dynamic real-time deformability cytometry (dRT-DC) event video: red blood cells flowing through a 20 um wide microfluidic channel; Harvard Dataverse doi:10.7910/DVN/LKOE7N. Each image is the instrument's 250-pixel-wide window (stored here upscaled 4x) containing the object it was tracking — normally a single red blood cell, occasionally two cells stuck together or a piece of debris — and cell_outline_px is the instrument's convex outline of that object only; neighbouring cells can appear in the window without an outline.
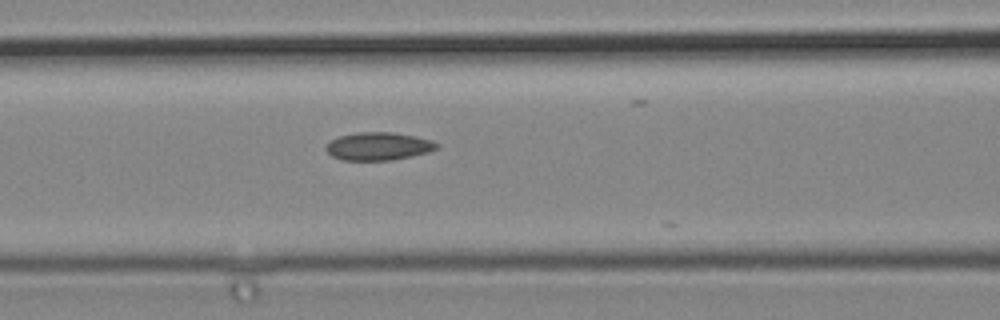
{"species": "common noctule bat (a hibernating species)", "species_latin": "Nyctalus noctula", "temperature_condition": "cold", "stored_images_in_passage": 6, "segment_of_instrument_passage": [1, 2], "camera_frame_rate_fps": 3000, "um_per_image_px": 0.085, "animal": {"sex": "male", "body_mass_g": 19.2, "forearm_length_mm": 51.8}, "frame": {"image": 1, "passage_image": 5, "time_ms": 1.333, "image_size_px": [1000, 320], "cell_outline_px": [[440, 148], [428, 152], [412, 156], [388, 160], [340, 160], [332, 156], [324, 148], [332, 140], [340, 136], [360, 132], [392, 132], [416, 136], [432, 140], [440, 144]], "centroid_in_image_um": [32.21, 12.43], "position_along_channel_um": 134.4, "area_um2": 18.03}}